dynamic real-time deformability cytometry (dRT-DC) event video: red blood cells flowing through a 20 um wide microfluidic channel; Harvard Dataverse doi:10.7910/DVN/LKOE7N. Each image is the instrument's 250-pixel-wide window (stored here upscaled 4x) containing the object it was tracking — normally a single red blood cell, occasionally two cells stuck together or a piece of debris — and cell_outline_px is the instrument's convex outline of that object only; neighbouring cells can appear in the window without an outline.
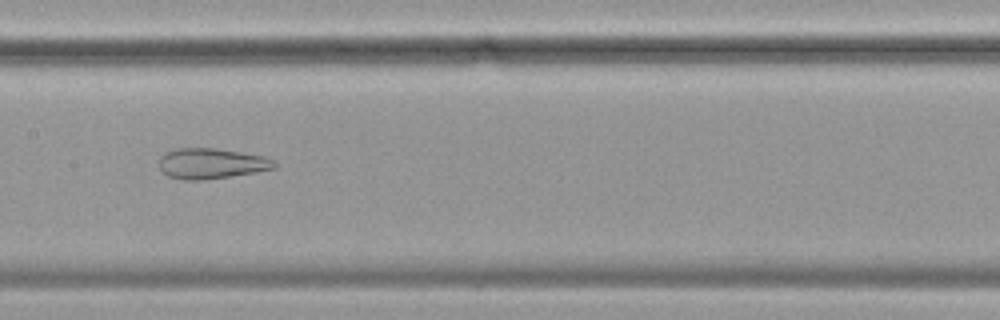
{"species": "common noctule bat (a hibernating species)", "species_latin": "Nyctalus noctula", "temperature_condition": "cold", "stored_images_in_passage": 57, "camera_frame_rate_fps": 3000, "um_per_image_px": 0.085, "animal": {"sex": "female", "body_mass_g": 19.9}, "frame": {"image": 1, "passage_image": 28, "time_ms": 9.0, "image_size_px": [1000, 320], "cell_outline_px": [[276, 168], [256, 172], [204, 180], [184, 180], [168, 176], [160, 168], [160, 156], [164, 152], [180, 148], [216, 148], [264, 156], [272, 160], [276, 164]], "centroid_in_image_um": [17.95, 13.9], "position_along_channel_um": 189.4, "area_um2": 20.4}}
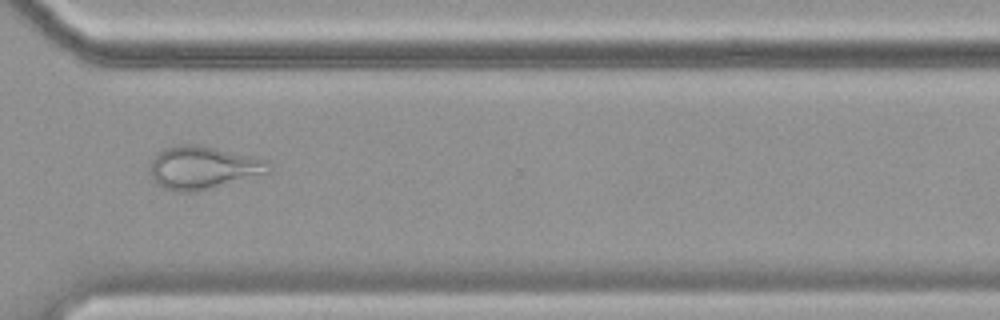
{"frame": {"image": 2, "passage_image": 42, "time_ms": 13.667, "image_size_px": [1000, 320], "cell_outline_px": [[272, 172], [192, 192], [172, 192], [156, 184], [152, 180], [148, 172], [152, 160], [156, 152], [164, 148], [180, 144], [196, 144], [256, 156], [268, 160], [272, 168]], "centroid_in_image_um": [17.23, 14.24], "position_along_channel_um": 353.4, "area_um2": 30.06}}
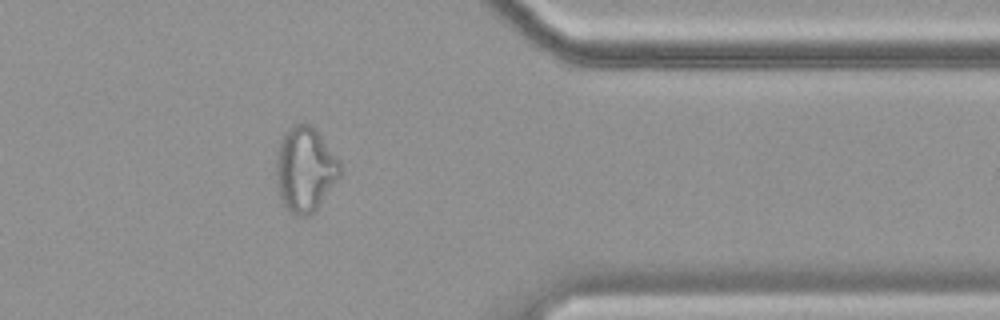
{"frame": {"image": 3, "passage_image": 46, "time_ms": 15.0, "image_size_px": [1000, 320], "cell_outline_px": [[340, 176], [316, 208], [308, 216], [296, 216], [280, 200], [276, 180], [276, 156], [280, 140], [284, 132], [288, 128], [296, 124], [308, 124], [320, 136], [340, 160]], "centroid_in_image_um": [25.9, 14.4], "position_along_channel_um": 385.5, "area_um2": 31.15}}